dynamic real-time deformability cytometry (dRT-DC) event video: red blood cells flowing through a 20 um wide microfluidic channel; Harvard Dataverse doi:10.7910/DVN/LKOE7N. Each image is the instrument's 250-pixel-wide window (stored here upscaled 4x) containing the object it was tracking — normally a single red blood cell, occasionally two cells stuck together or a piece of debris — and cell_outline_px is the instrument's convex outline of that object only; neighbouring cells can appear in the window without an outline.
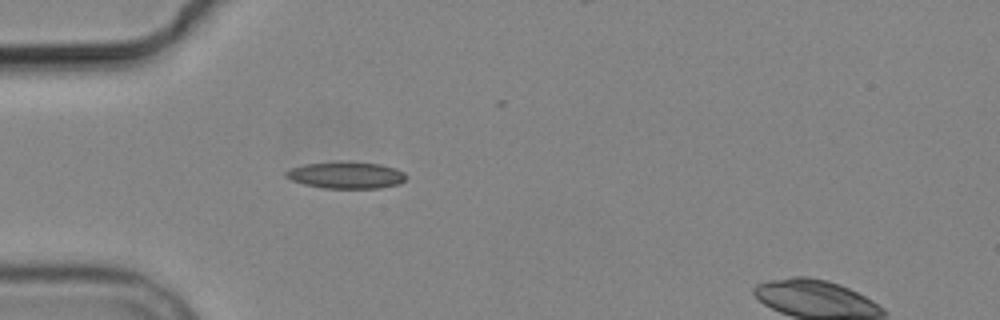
{"species": "common noctule bat (a hibernating species)", "species_latin": "Nyctalus noctula", "temperature_condition": "cold", "stored_images_in_passage": 5, "camera_frame_rate_fps": 3000, "um_per_image_px": 0.085, "animal": {"sex": "male", "body_mass_g": 19.2, "forearm_length_mm": 51.8}, "frame": {"image": 1, "passage_image": 5, "time_ms": 5.667, "image_size_px": [1000, 320], "cell_outline_px": [[408, 176], [400, 184], [380, 188], [324, 188], [304, 184], [292, 180], [284, 176], [284, 172], [292, 168], [304, 164], [340, 160], [380, 164], [396, 168], [404, 172]], "centroid_in_image_um": [29.44, 14.87], "position_along_channel_um": 55.6, "area_um2": 19.07}}